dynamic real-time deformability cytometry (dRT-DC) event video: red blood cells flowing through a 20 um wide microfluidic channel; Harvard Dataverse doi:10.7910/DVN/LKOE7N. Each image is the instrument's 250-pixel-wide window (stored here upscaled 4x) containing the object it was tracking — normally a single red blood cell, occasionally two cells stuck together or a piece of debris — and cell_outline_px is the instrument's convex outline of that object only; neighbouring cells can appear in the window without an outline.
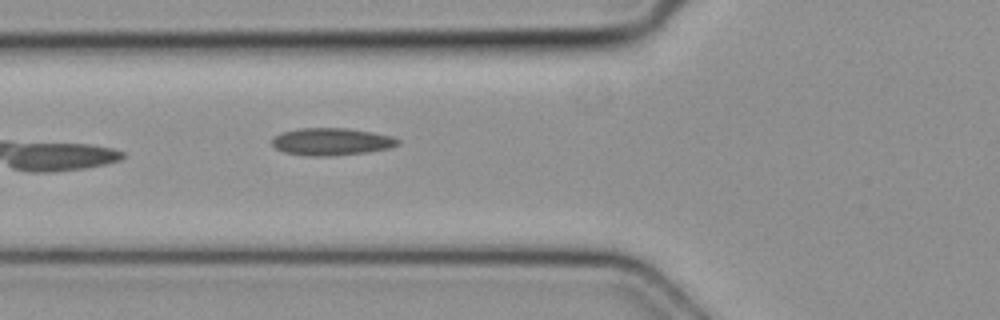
{"species": "common noctule bat (a hibernating species)", "species_latin": "Nyctalus noctula", "temperature_condition": "cold", "stored_images_in_passage": 5, "camera_frame_rate_fps": 3000, "um_per_image_px": 0.085, "animal": {"sex": "female", "body_mass_g": 19.3, "forearm_length_mm": 54.1}, "frame": {"image": 1, "passage_image": 5, "time_ms": 1.333, "image_size_px": [1000, 320], "cell_outline_px": [[400, 144], [392, 148], [368, 152], [328, 156], [312, 156], [284, 152], [276, 148], [272, 144], [272, 140], [280, 132], [300, 128], [348, 128], [372, 132], [392, 136], [400, 140]], "centroid_in_image_um": [28.22, 12.04], "position_along_channel_um": 97.6, "area_um2": 20.11}}